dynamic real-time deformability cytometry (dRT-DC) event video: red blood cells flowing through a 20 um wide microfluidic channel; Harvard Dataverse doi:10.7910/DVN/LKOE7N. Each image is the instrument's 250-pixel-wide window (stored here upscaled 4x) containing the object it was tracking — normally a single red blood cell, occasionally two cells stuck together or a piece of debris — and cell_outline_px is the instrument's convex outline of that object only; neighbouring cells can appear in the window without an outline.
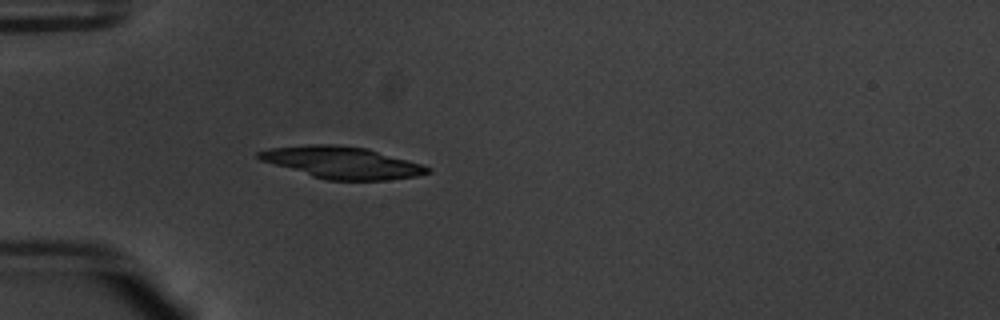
{"species": "common noctule bat (a hibernating species)", "species_latin": "Nyctalus noctula", "temperature_condition": "warm", "stored_images_in_passage": 38, "camera_frame_rate_fps": 3000, "um_per_image_px": 0.085, "animal": {"sex": "male", "body_mass_g": 20.1, "forearm_length_mm": 53.5}, "frame": {"image": 1, "passage_image": 1, "time_ms": 0.0, "image_size_px": [1000, 320], "cell_outline_px": [[432, 172], [416, 176], [388, 180], [328, 180], [312, 176], [260, 160], [256, 156], [256, 152], [268, 148], [308, 144], [336, 144], [368, 148], [420, 164], [432, 168]], "centroid_in_image_um": [29.05, 13.81], "position_along_channel_um": 55.9, "area_um2": 31.33}}
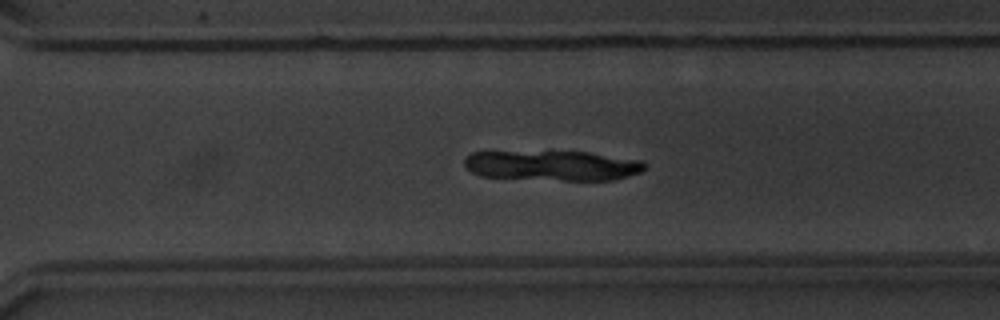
{"frame": {"image": 2, "passage_image": 23, "time_ms": 7.333, "image_size_px": [1000, 320], "cell_outline_px": [[644, 168], [640, 172], [616, 180], [564, 180], [484, 176], [472, 172], [464, 164], [464, 160], [472, 152], [588, 152], [640, 160], [644, 164]], "centroid_in_image_um": [46.99, 14.07], "position_along_channel_um": 323.6, "area_um2": 31.04}}